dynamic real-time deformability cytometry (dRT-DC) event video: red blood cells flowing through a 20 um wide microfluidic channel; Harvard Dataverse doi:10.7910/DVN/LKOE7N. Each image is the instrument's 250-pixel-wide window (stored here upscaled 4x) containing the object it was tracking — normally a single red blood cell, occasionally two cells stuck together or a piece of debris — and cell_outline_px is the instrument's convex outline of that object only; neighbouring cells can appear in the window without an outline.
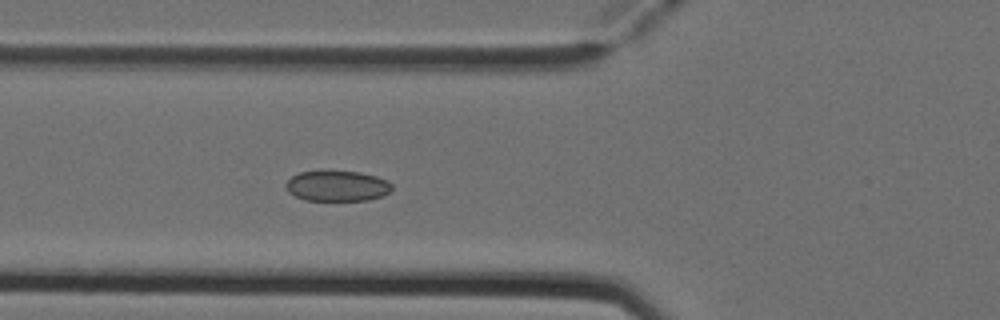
{"species": "Egyptian fruit bat (a non-hibernating species)", "species_latin": "Rousettus aegyptiacus", "temperature_condition": "cold", "stored_images_in_passage": 6, "camera_frame_rate_fps": 3000, "um_per_image_px": 0.085, "animal": {"sex": "female"}, "frame": {"image": 1, "passage_image": 6, "time_ms": 1.667, "image_size_px": [1000, 320], "cell_outline_px": [[392, 188], [388, 192], [380, 196], [368, 200], [304, 200], [288, 192], [284, 184], [292, 176], [300, 172], [320, 168], [360, 172], [376, 176], [388, 180], [392, 184]], "centroid_in_image_um": [28.62, 15.75], "position_along_channel_um": 97.2, "area_um2": 19.48}}